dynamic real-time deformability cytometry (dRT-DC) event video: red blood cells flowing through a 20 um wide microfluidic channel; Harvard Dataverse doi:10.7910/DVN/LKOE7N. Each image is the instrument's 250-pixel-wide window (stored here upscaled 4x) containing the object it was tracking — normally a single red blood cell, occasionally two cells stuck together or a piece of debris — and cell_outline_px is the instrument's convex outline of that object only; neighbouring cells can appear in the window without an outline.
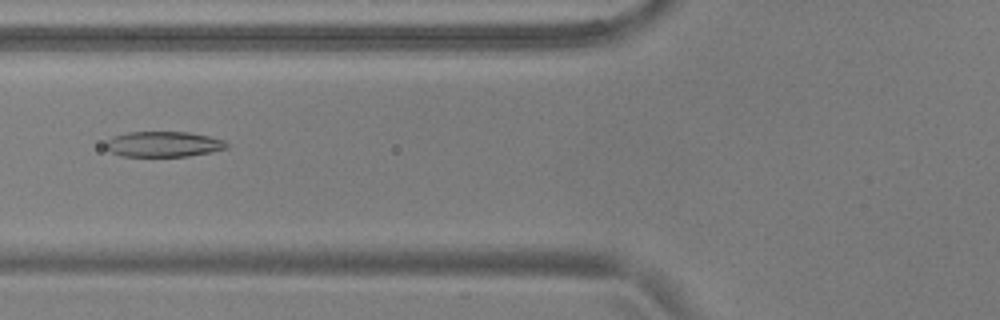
{"species": "common noctule bat (a hibernating species)", "species_latin": "Nyctalus noctula", "temperature_condition": "warm", "stored_images_in_passage": 53, "camera_frame_rate_fps": 3000, "um_per_image_px": 0.085, "animal": {"sex": "male", "body_mass_g": 17.9, "forearm_length_mm": 54.2}, "frame": {"image": 1, "passage_image": 20, "time_ms": 6.333, "image_size_px": [1000, 320], "cell_outline_px": [[228, 148], [212, 152], [188, 156], [124, 156], [112, 152], [104, 148], [104, 144], [112, 136], [128, 132], [188, 132], [208, 136], [224, 140], [228, 144]], "centroid_in_image_um": [13.89, 12.25], "position_along_channel_um": 111.9, "area_um2": 17.98}}
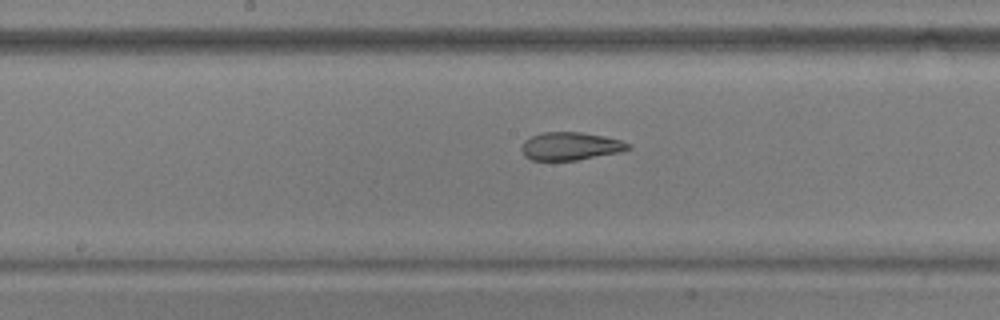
{"frame": {"image": 2, "passage_image": 27, "time_ms": 8.667, "image_size_px": [1000, 320], "cell_outline_px": [[632, 148], [620, 152], [576, 160], [532, 160], [524, 156], [520, 148], [524, 140], [532, 136], [544, 132], [580, 132], [604, 136], [620, 140], [632, 144]], "centroid_in_image_um": [48.49, 12.42], "position_along_channel_um": 199.7, "area_um2": 17.4}}
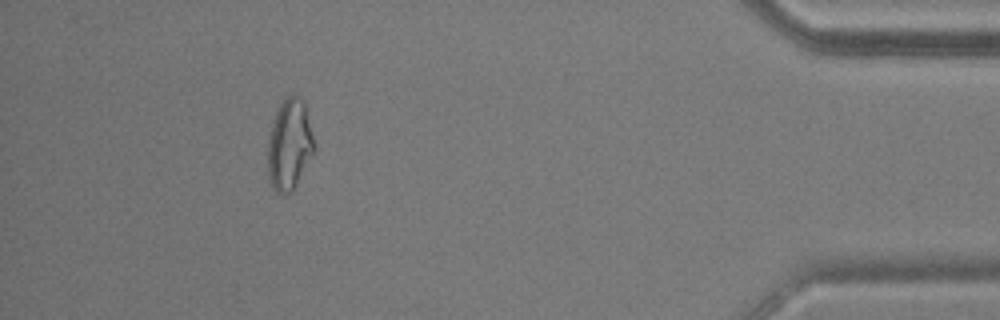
{"frame": {"image": 3, "passage_image": 48, "time_ms": 15.667, "image_size_px": [1000, 320], "cell_outline_px": [[316, 148], [292, 192], [284, 196], [276, 192], [272, 188], [268, 176], [268, 144], [272, 124], [276, 112], [284, 96], [292, 92], [304, 100]], "centroid_in_image_um": [24.61, 12.28], "position_along_channel_um": 410.6, "area_um2": 24.85}, "authors_computed_cell_mechanics": {"area_um2": 20.3456, "velocity_mm_per_s": 3.7528, "shape_relaxation_time_tau1_ms": 5.9057, "shape_relaxation_time_tau2_ms": 1.7804, "deformation_change_tau1": 0.2027, "deformation_change_tau2": 0.0971}}